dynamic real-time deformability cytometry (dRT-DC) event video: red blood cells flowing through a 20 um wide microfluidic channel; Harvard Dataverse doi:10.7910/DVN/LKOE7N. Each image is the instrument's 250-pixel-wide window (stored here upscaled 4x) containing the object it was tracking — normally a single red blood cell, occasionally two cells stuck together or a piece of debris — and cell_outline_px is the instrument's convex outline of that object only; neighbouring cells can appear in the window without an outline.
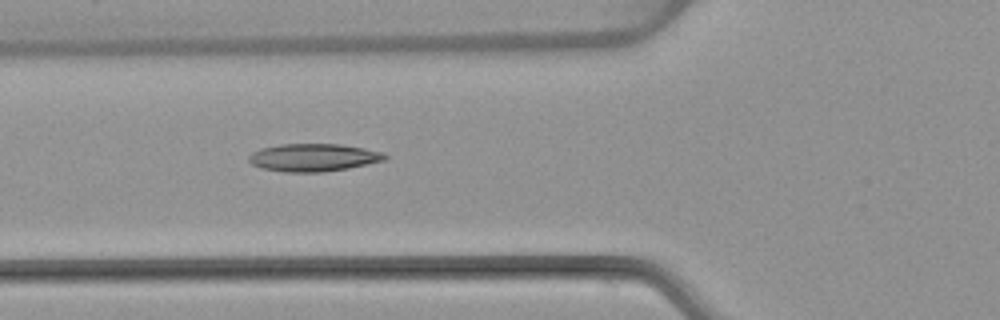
{"species": "common noctule bat (a hibernating species)", "species_latin": "Nyctalus noctula", "temperature_condition": "warm", "stored_images_in_passage": 39, "camera_frame_rate_fps": 3000, "um_per_image_px": 0.085, "animal": {"sex": "female", "body_mass_g": 22.7, "forearm_length_mm": 54.2}, "frame": {"image": 1, "passage_image": 6, "time_ms": 1.667, "image_size_px": [1000, 320], "cell_outline_px": [[388, 156], [384, 160], [348, 168], [324, 172], [284, 172], [260, 168], [252, 164], [248, 160], [248, 156], [252, 152], [260, 148], [280, 144], [340, 144], [364, 148], [384, 152]], "centroid_in_image_um": [26.61, 13.39], "position_along_channel_um": 99.2, "area_um2": 22.08}, "authors_computed_cell_mechanics": {"area_um2": 20.4034, "velocity_mm_per_s": 3.9211, "shape_relaxation_time_tau1_ms": null, "shape_relaxation_time_tau2_ms": 2.8785, "deformation_change_tau1": null, "deformation_change_tau2": 0.1062}}